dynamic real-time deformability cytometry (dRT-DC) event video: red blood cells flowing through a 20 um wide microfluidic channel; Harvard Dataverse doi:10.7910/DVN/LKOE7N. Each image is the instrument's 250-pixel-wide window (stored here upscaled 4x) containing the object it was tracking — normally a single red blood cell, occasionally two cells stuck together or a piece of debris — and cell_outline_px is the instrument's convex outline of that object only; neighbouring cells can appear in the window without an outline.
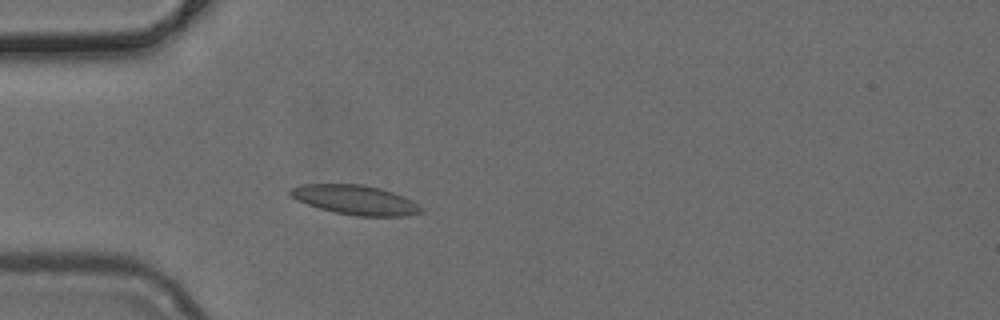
{"species": "common noctule bat (a hibernating species)", "species_latin": "Nyctalus noctula", "temperature_condition": "cold", "stored_images_in_passage": 45, "camera_frame_rate_fps": 3000, "um_per_image_px": 0.085, "animal": {"sex": "female", "body_mass_g": 24.6, "forearm_length_mm": 56.2}, "frame": {"image": 1, "passage_image": 9, "time_ms": 2.667, "image_size_px": [1000, 320], "cell_outline_px": [[424, 212], [408, 216], [356, 216], [336, 212], [320, 208], [296, 200], [288, 192], [292, 188], [300, 184], [364, 184], [380, 188], [404, 196], [420, 204], [424, 208]], "centroid_in_image_um": [30.26, 16.99], "position_along_channel_um": 54.7, "area_um2": 22.6}}
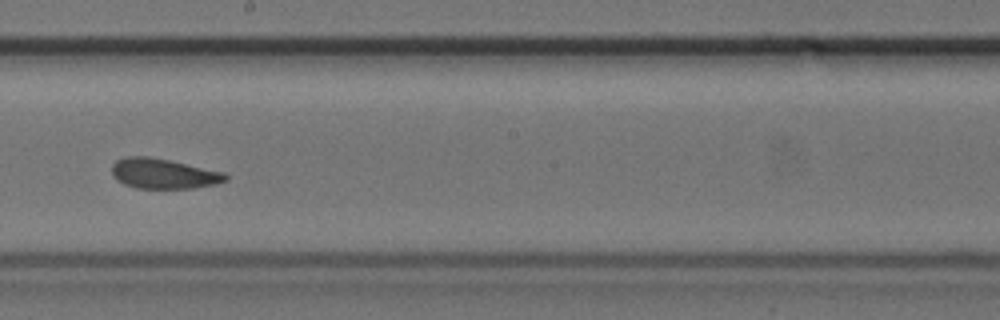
{"frame": {"image": 2, "passage_image": 23, "time_ms": 7.333, "image_size_px": [1000, 320], "cell_outline_px": [[228, 180], [216, 184], [192, 188], [136, 188], [124, 184], [116, 180], [112, 176], [112, 164], [116, 160], [128, 156], [148, 156], [168, 160], [224, 172], [228, 176]], "centroid_in_image_um": [13.87, 14.76], "position_along_channel_um": 234.3, "area_um2": 19.94}}
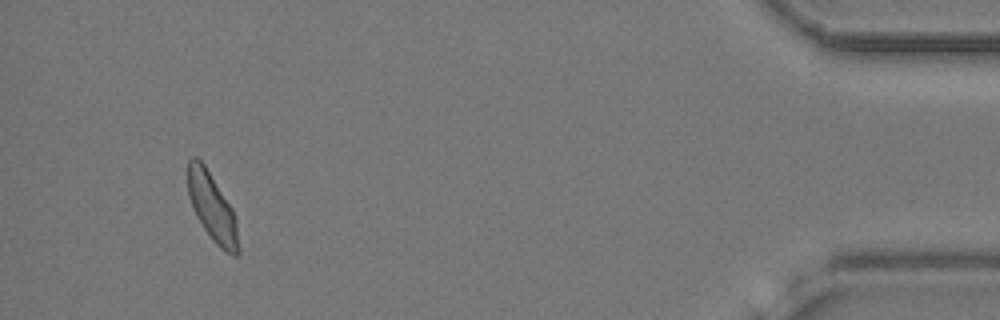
{"frame": {"image": 3, "passage_image": 42, "time_ms": 13.667, "image_size_px": [1000, 320], "cell_outline_px": [[240, 252], [236, 256], [232, 256], [224, 252], [212, 240], [196, 216], [188, 196], [188, 160], [192, 156], [196, 156], [204, 164], [232, 208], [236, 220], [240, 248]], "centroid_in_image_um": [18.05, 17.67], "position_along_channel_um": 417.2, "area_um2": 20.11}}